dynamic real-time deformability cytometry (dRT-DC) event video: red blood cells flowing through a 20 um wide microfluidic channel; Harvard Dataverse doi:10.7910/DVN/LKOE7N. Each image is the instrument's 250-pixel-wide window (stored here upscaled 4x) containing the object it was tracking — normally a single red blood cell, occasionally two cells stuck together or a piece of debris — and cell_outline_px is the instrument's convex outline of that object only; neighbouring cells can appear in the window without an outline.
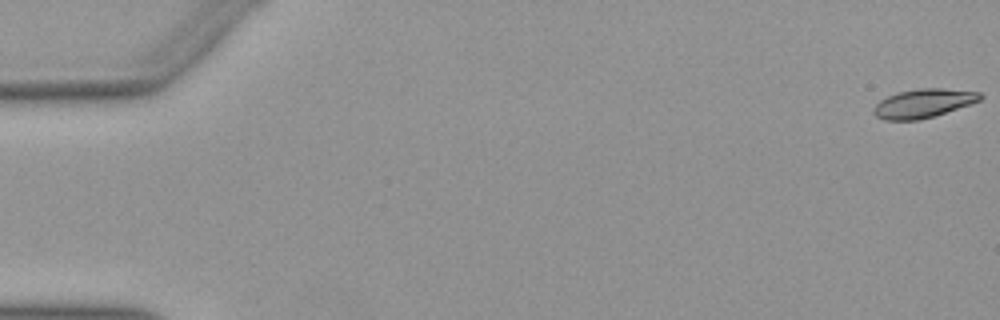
{"species": "Egyptian fruit bat (a non-hibernating species)", "species_latin": "Rousettus aegyptiacus", "temperature_condition": "warm", "stored_images_in_passage": 53, "camera_frame_rate_fps": 3000, "um_per_image_px": 0.085, "animal": {"sex": "female"}, "frame": {"image": 1, "passage_image": 1, "time_ms": 0.0, "image_size_px": [1000, 320], "cell_outline_px": [[984, 96], [980, 100], [972, 104], [936, 116], [920, 120], [884, 120], [876, 116], [872, 112], [872, 108], [880, 100], [888, 96], [900, 92], [916, 88], [944, 88], [980, 92]], "centroid_in_image_um": [78.51, 8.79], "position_along_channel_um": 6.5, "area_um2": 18.15}}
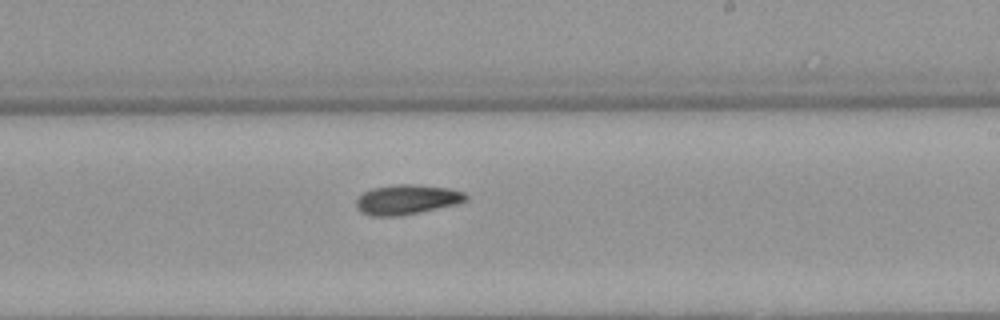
{"frame": {"image": 2, "passage_image": 32, "time_ms": 10.333, "image_size_px": [1000, 320], "cell_outline_px": [[468, 200], [460, 204], [420, 212], [396, 216], [372, 216], [360, 212], [356, 208], [356, 200], [364, 192], [372, 188], [396, 184], [412, 184], [448, 188], [464, 192], [468, 196]], "centroid_in_image_um": [34.61, 16.96], "position_along_channel_um": 254.4, "area_um2": 19.19}}
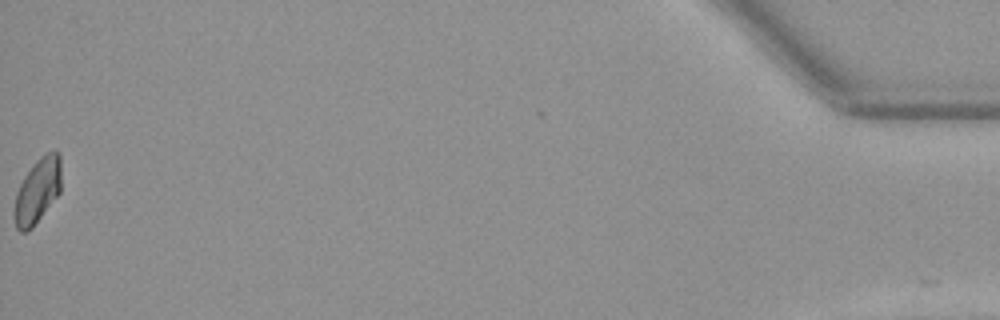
{"frame": {"image": 3, "passage_image": 53, "time_ms": 17.333, "image_size_px": [1000, 320], "cell_outline_px": [[60, 192], [32, 228], [24, 232], [20, 232], [16, 228], [12, 212], [16, 192], [24, 176], [36, 160], [40, 156], [56, 148], [60, 152]], "centroid_in_image_um": [3.16, 16.21], "position_along_channel_um": 432.0, "area_um2": 17.98}, "authors_computed_cell_mechanics": {"area_um2": 18.1492, "velocity_mm_per_s": 3.9574, "shape_relaxation_time_tau1_ms": 6.4617, "shape_relaxation_time_tau2_ms": 6.1093, "deformation_change_tau1": 0.1645, "deformation_change_tau2": 0.1152}}